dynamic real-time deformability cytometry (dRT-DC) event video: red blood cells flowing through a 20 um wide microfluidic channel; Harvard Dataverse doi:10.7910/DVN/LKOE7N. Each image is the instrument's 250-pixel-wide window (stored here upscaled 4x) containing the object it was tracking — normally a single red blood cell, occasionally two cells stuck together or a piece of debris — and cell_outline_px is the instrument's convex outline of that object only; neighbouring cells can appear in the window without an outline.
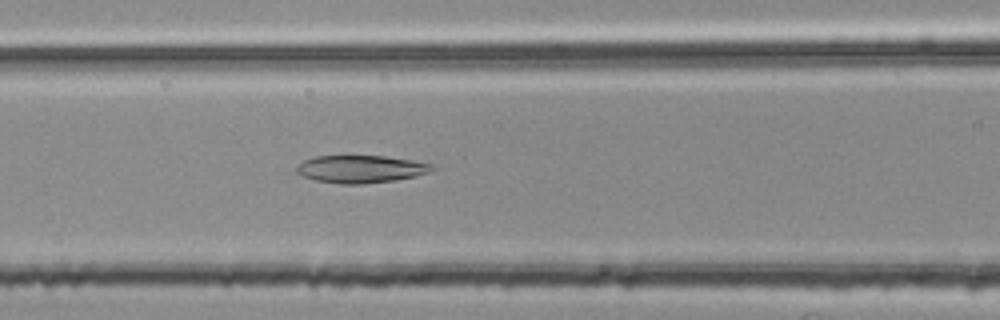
{"species": "common noctule bat (a hibernating species)", "species_latin": "Nyctalus noctula", "temperature_condition": "room temperature", "stored_images_in_passage": 51, "segment_of_instrument_passage": [2, 2], "camera_frame_rate_fps": 3000, "um_per_image_px": 0.085, "animal": {"sex": "female", "body_mass_g": 25.1}, "frame": {"image": 1, "passage_image": 20, "time_ms": 6.333, "image_size_px": [1000, 320], "cell_outline_px": [[436, 168], [428, 172], [416, 176], [392, 180], [360, 184], [340, 184], [316, 180], [304, 176], [296, 172], [296, 168], [304, 160], [316, 156], [384, 156], [412, 160], [432, 164]], "centroid_in_image_um": [30.67, 14.36], "position_along_channel_um": 135.9, "area_um2": 21.5}}
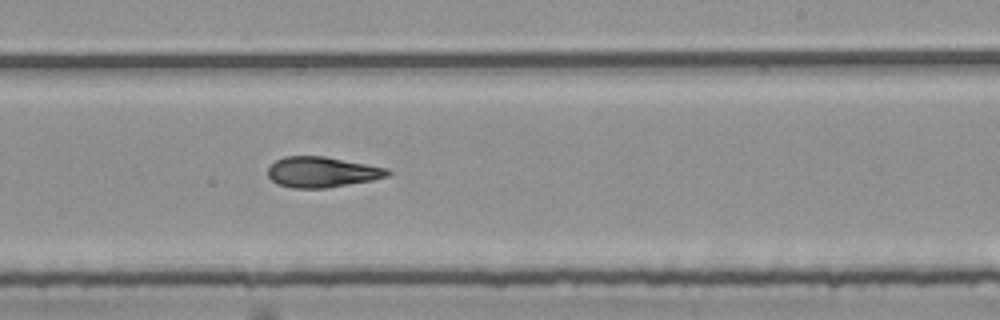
{"frame": {"image": 2, "passage_image": 30, "time_ms": 9.667, "image_size_px": [1000, 320], "cell_outline_px": [[392, 172], [388, 176], [372, 180], [324, 188], [292, 188], [276, 184], [268, 176], [268, 168], [276, 160], [284, 156], [324, 156], [388, 168]], "centroid_in_image_um": [27.36, 14.62], "position_along_channel_um": 261.6, "area_um2": 21.27}}
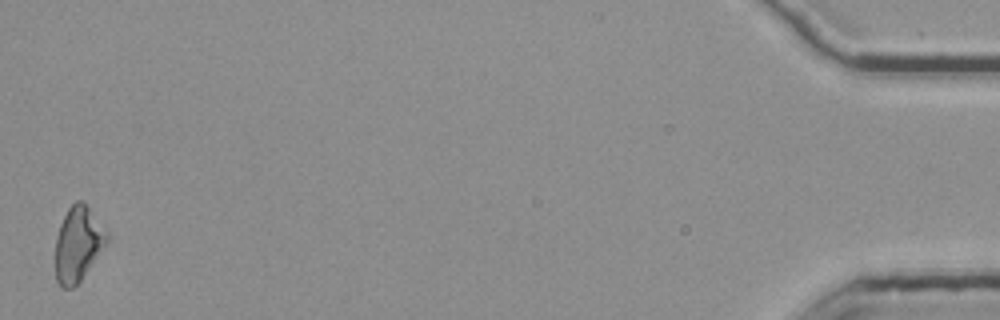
{"frame": {"image": 3, "passage_image": 51, "time_ms": 16.667, "image_size_px": [1000, 320], "cell_outline_px": [[108, 240], [80, 280], [72, 288], [64, 288], [56, 280], [56, 236], [60, 224], [68, 208], [76, 200], [84, 200], [108, 232]], "centroid_in_image_um": [6.63, 20.68], "position_along_channel_um": 428.6, "area_um2": 22.14}}